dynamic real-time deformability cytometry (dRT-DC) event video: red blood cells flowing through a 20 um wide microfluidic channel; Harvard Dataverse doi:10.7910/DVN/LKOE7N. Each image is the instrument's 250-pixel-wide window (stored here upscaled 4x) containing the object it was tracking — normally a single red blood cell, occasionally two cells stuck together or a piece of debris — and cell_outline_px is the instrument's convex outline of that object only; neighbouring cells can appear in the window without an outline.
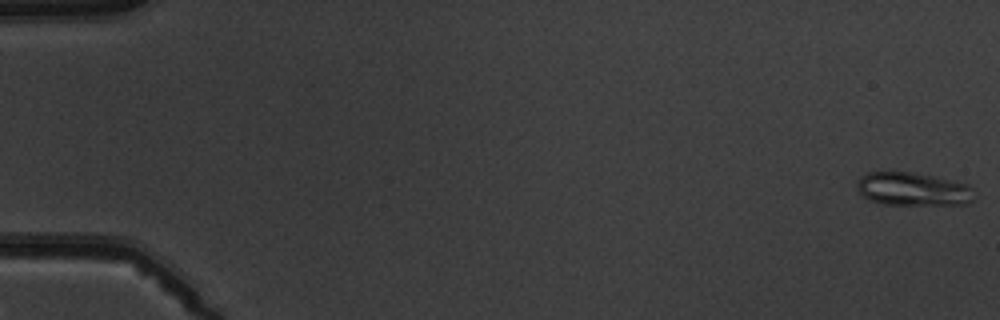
{"species": "common noctule bat (a hibernating species)", "species_latin": "Nyctalus noctula", "temperature_condition": "warm", "stored_images_in_passage": 9, "camera_frame_rate_fps": 3000, "um_per_image_px": 0.085, "animal": {"sex": "male", "body_mass_g": 19.5, "forearm_length_mm": 54.6}, "frame": {"image": 1, "passage_image": 1, "time_ms": 0.0, "image_size_px": [1000, 320], "cell_outline_px": [[972, 200], [968, 204], [884, 204], [868, 200], [856, 188], [856, 180], [860, 176], [868, 172], [892, 168], [932, 176], [968, 184], [972, 188]], "centroid_in_image_um": [77.49, 16.02], "position_along_channel_um": 7.5, "area_um2": 23.24}}
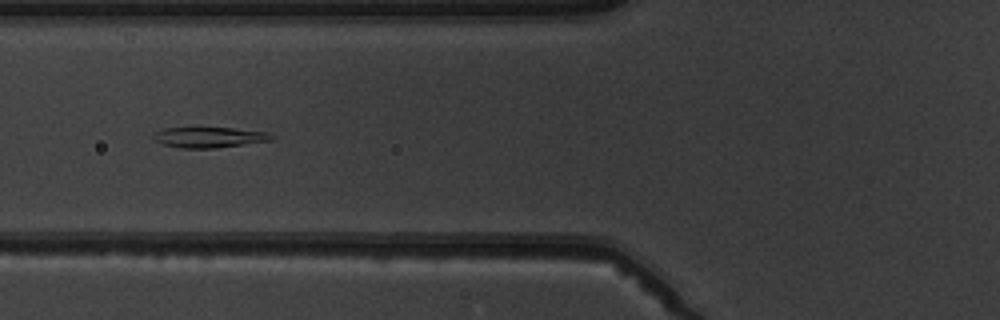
{"frame": {"image": 2, "passage_image": 6, "time_ms": 6.667, "image_size_px": [1000, 320], "cell_outline_px": [[272, 140], [216, 148], [180, 148], [164, 144], [152, 140], [152, 132], [164, 128], [232, 128], [268, 132], [272, 136]], "centroid_in_image_um": [17.71, 11.67], "position_along_channel_um": 108.1, "area_um2": 14.1}}
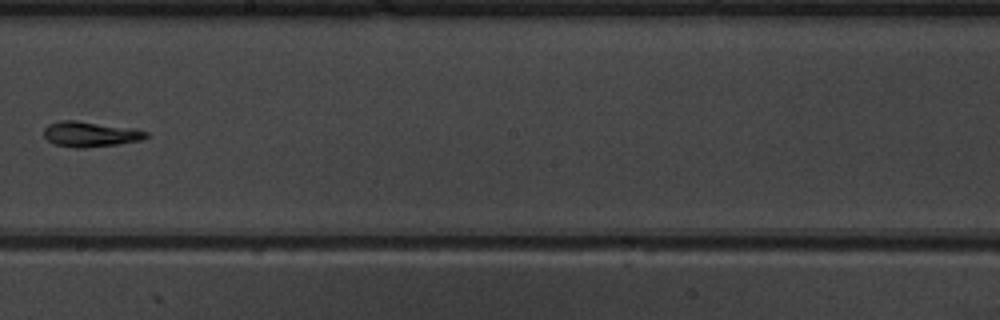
{"frame": {"image": 3, "passage_image": 9, "time_ms": 10.0, "image_size_px": [1000, 320], "cell_outline_px": [[148, 136], [140, 140], [116, 144], [84, 148], [76, 148], [56, 144], [48, 140], [44, 136], [44, 128], [48, 124], [60, 120], [76, 120], [132, 128], [148, 132]], "centroid_in_image_um": [7.64, 11.39], "position_along_channel_um": 240.6, "area_um2": 14.91}}